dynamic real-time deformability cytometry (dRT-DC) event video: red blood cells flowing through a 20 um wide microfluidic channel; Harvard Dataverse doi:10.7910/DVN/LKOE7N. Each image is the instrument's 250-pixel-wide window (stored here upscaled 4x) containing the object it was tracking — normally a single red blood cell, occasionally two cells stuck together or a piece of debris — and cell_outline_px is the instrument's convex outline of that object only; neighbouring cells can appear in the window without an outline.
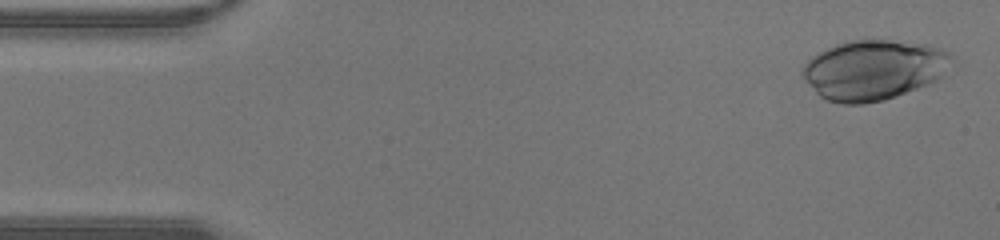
{"species": "human", "species_latin": "Homo sapiens", "temperature_condition": "warm", "stored_images_in_passage": 42, "camera_frame_rate_fps": 3000, "um_per_image_px": 0.085, "donor": {"sex": "male"}, "frame": {"image": 1, "passage_image": 1, "time_ms": 0.0, "image_size_px": [1000, 240], "cell_outline_px": [[956, 56], [940, 76], [936, 80], [928, 84], [896, 96], [884, 100], [864, 104], [844, 104], [828, 100], [820, 96], [816, 92], [804, 76], [804, 64], [812, 56], [836, 44], [852, 40], [888, 40], [928, 44], [952, 52]], "centroid_in_image_um": [74.31, 5.93], "position_along_channel_um": 10.7, "area_um2": 51.73}}
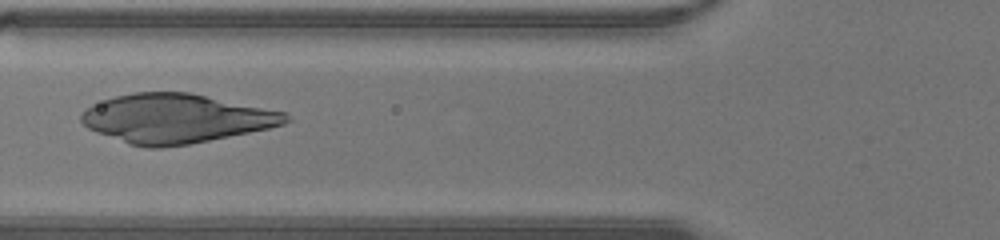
{"frame": {"image": 2, "passage_image": 15, "time_ms": 4.667, "image_size_px": [1000, 240], "cell_outline_px": [[292, 120], [284, 124], [268, 128], [188, 144], [160, 148], [148, 148], [128, 144], [96, 132], [88, 128], [80, 120], [80, 116], [92, 104], [116, 96], [132, 92], [192, 92], [284, 112]], "centroid_in_image_um": [14.93, 10.07], "position_along_channel_um": 110.9, "area_um2": 58.15}}
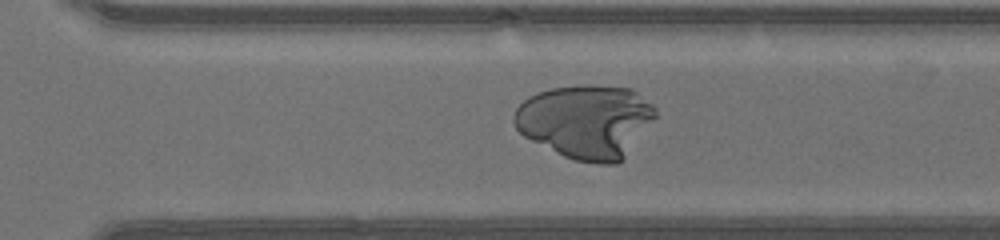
{"frame": {"image": 3, "passage_image": 28, "time_ms": 9.0, "image_size_px": [1000, 240], "cell_outline_px": [[656, 116], [624, 160], [616, 164], [600, 164], [576, 160], [564, 156], [524, 136], [516, 128], [512, 120], [512, 116], [516, 108], [528, 96], [552, 88], [588, 84], [592, 84], [632, 88], [652, 104], [656, 108]], "centroid_in_image_um": [49.82, 10.31], "position_along_channel_um": 320.8, "area_um2": 60.81}}